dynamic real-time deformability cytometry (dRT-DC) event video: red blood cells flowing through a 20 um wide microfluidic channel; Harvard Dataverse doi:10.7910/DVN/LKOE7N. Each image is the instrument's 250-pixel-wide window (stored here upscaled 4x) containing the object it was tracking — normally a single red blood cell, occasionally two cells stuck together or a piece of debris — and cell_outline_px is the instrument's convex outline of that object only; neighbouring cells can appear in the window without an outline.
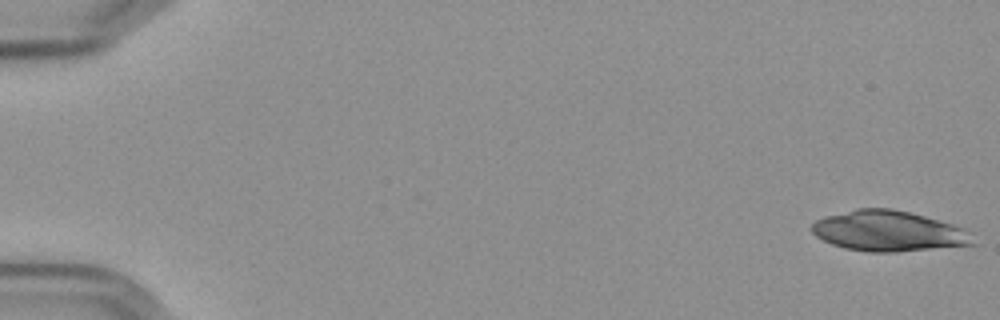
{"species": "Egyptian fruit bat (a non-hibernating species)", "species_latin": "Rousettus aegyptiacus", "temperature_condition": "cold", "stored_images_in_passage": 45, "camera_frame_rate_fps": 3000, "um_per_image_px": 0.085, "frame": {"image": 1, "passage_image": 1, "time_ms": 0.0, "image_size_px": [1000, 320], "cell_outline_px": [[976, 244], [896, 252], [868, 252], [844, 248], [832, 244], [816, 236], [812, 232], [812, 224], [816, 220], [824, 216], [856, 208], [892, 208], [924, 216], [952, 224], [960, 228]], "centroid_in_image_um": [75.43, 19.64], "position_along_channel_um": 9.6, "area_um2": 37.51}}